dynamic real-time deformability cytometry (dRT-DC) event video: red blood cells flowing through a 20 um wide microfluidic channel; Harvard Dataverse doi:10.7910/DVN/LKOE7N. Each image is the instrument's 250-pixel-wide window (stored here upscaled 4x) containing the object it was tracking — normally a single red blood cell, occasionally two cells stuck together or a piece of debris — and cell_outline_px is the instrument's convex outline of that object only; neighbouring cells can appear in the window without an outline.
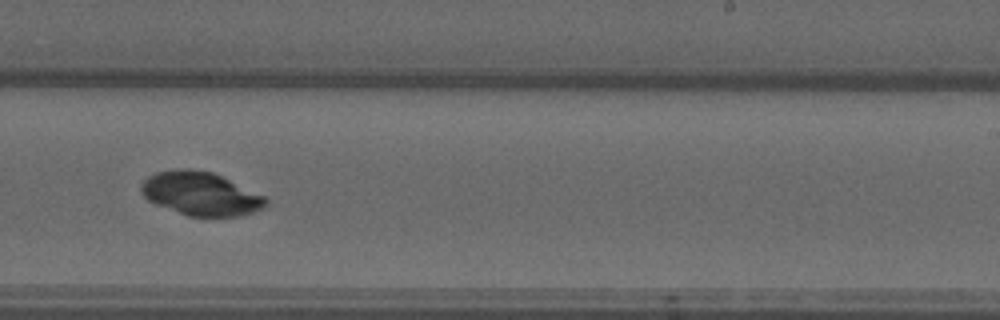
{"species": "common noctule bat (a hibernating species)", "species_latin": "Nyctalus noctula", "temperature_condition": "warm", "stored_images_in_passage": 56, "camera_frame_rate_fps": 3000, "um_per_image_px": 0.085, "animal": {"sex": "male", "forearm_length_mm": 52.5}, "frame": {"image": 1, "passage_image": 34, "time_ms": 11.0, "image_size_px": [1000, 320], "cell_outline_px": [[268, 204], [264, 208], [240, 216], [188, 216], [156, 204], [148, 200], [140, 192], [140, 184], [148, 176], [156, 172], [184, 168], [212, 172], [264, 196], [268, 200]], "centroid_in_image_um": [17.04, 16.47], "position_along_channel_um": 272.0, "area_um2": 31.33}}
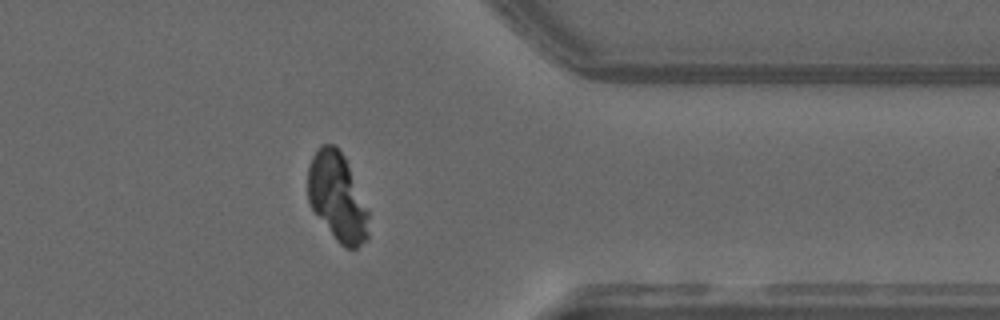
{"frame": {"image": 2, "passage_image": 44, "time_ms": 14.333, "image_size_px": [1000, 320], "cell_outline_px": [[368, 240], [356, 248], [344, 248], [336, 240], [312, 208], [308, 200], [308, 168], [312, 156], [316, 148], [320, 144], [336, 144], [344, 156], [368, 208]], "centroid_in_image_um": [28.67, 16.73], "position_along_channel_um": 382.7, "area_um2": 31.33}}